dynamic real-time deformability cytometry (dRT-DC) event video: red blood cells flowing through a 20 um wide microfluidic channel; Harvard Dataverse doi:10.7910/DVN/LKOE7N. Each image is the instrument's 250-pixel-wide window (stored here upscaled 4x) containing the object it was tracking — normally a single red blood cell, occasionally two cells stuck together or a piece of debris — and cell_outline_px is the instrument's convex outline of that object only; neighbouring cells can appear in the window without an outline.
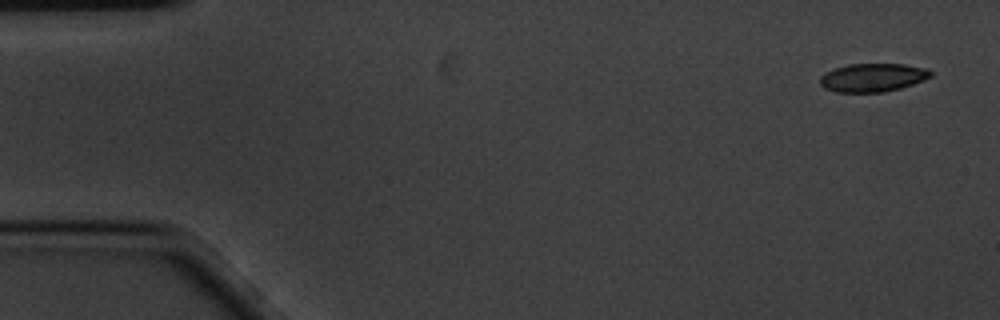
{"species": "common noctule bat (a hibernating species)", "species_latin": "Nyctalus noctula", "temperature_condition": "cold", "stored_images_in_passage": 4, "camera_frame_rate_fps": 3000, "um_per_image_px": 0.085, "animal": {"sex": "male", "body_mass_g": 20.1, "forearm_length_mm": 53.5}, "frame": {"image": 1, "passage_image": 1, "time_ms": 0.0, "image_size_px": [1000, 320], "cell_outline_px": [[932, 76], [924, 80], [900, 88], [884, 92], [836, 92], [824, 88], [820, 84], [820, 76], [836, 68], [848, 64], [904, 64], [928, 68], [932, 72]], "centroid_in_image_um": [74.21, 6.59], "position_along_channel_um": 10.8, "area_um2": 18.26}}
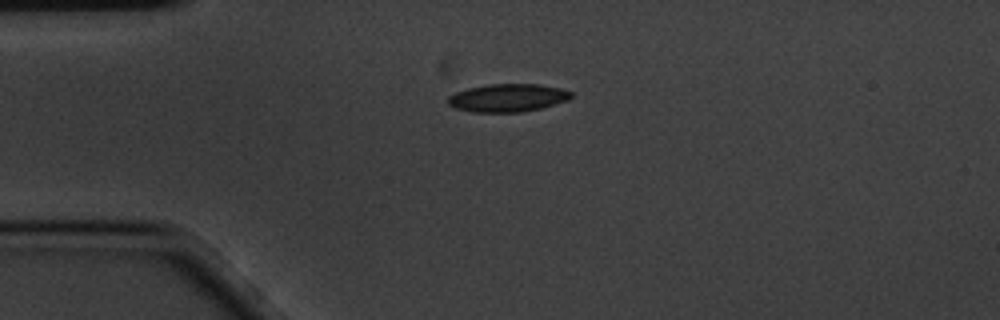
{"frame": {"image": 2, "passage_image": 3, "time_ms": 0.667, "image_size_px": [1000, 320], "cell_outline_px": [[572, 96], [568, 100], [540, 108], [520, 112], [472, 112], [456, 108], [448, 104], [448, 96], [456, 92], [468, 88], [488, 84], [540, 84], [560, 88], [572, 92]], "centroid_in_image_um": [43.15, 8.31], "position_along_channel_um": 41.9, "area_um2": 20.0}}